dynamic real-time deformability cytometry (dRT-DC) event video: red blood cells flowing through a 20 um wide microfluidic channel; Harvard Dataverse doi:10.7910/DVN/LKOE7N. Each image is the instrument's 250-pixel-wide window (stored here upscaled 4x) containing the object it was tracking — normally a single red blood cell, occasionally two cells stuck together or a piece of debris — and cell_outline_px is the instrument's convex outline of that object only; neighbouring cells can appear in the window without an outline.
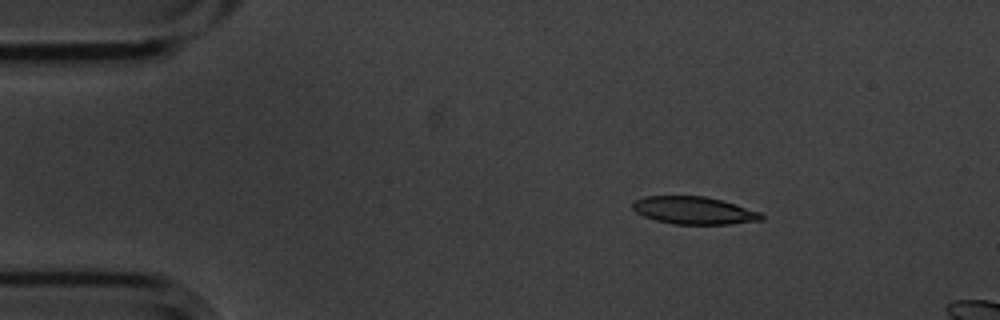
{"species": "common noctule bat (a hibernating species)", "species_latin": "Nyctalus noctula", "temperature_condition": "cold", "stored_images_in_passage": 3, "camera_frame_rate_fps": 3000, "um_per_image_px": 0.085, "animal": {"sex": "male", "body_mass_g": 20.1, "forearm_length_mm": 53.5}, "frame": {"image": 1, "passage_image": 1, "time_ms": 0.0, "image_size_px": [1000, 320], "cell_outline_px": [[764, 220], [732, 224], [672, 224], [656, 220], [644, 216], [636, 212], [632, 208], [632, 200], [644, 196], [704, 196], [724, 200], [760, 212], [764, 216]], "centroid_in_image_um": [58.99, 17.88], "position_along_channel_um": 26.0, "area_um2": 20.92}}